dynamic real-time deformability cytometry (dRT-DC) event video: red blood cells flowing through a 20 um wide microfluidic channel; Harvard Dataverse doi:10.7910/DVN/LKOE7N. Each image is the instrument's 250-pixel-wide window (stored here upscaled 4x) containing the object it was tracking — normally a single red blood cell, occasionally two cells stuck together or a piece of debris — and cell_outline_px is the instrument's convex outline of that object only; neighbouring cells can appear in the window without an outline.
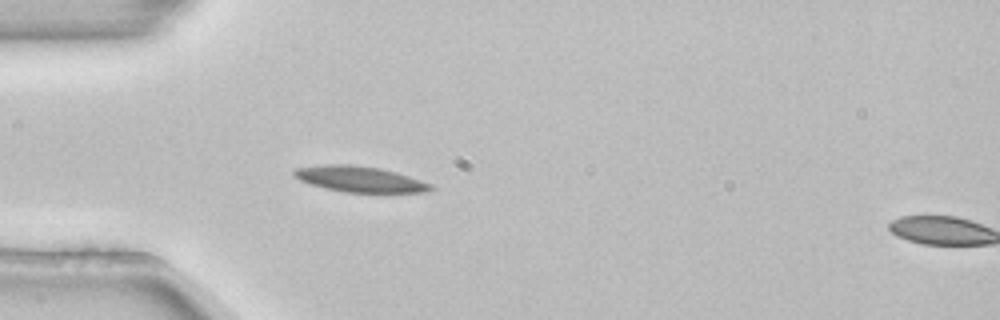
{"species": "common noctule bat (a hibernating species)", "species_latin": "Nyctalus noctula", "temperature_condition": "room temperature", "stored_images_in_passage": 5, "segment_of_instrument_passage": [1, 2], "camera_frame_rate_fps": 3000, "um_per_image_px": 0.085, "animal": {"sex": "female", "body_mass_g": 22.7, "forearm_length_mm": 54.2}, "frame": {"image": 1, "passage_image": 4, "time_ms": 1.0, "image_size_px": [1000, 320], "cell_outline_px": [[436, 188], [428, 192], [344, 192], [312, 184], [300, 180], [292, 172], [292, 168], [320, 164], [352, 164], [380, 168], [396, 172], [432, 184]], "centroid_in_image_um": [30.58, 15.21], "position_along_channel_um": 54.4, "area_um2": 20.52}}